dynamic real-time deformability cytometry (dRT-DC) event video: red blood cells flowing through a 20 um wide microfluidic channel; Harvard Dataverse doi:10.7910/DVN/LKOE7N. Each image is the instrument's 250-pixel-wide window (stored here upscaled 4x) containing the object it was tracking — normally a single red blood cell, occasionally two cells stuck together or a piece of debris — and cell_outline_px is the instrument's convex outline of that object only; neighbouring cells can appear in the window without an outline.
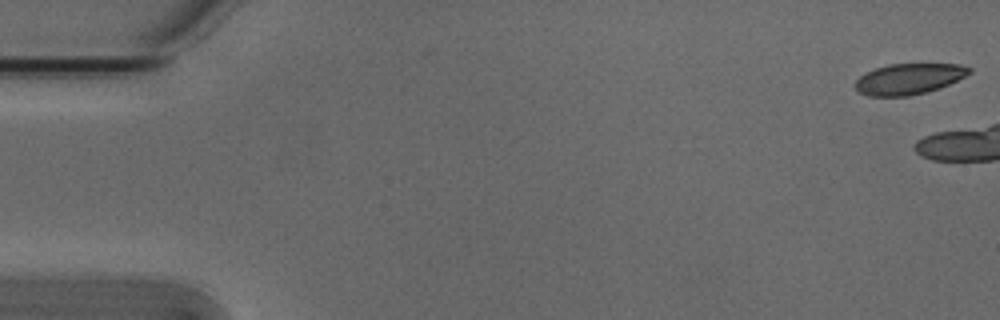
{"species": "Egyptian fruit bat (a non-hibernating species)", "species_latin": "Rousettus aegyptiacus", "temperature_condition": "cold", "stored_images_in_passage": 4, "camera_frame_rate_fps": 3000, "um_per_image_px": 0.085, "animal": {"sex": "male"}, "frame": {"image": 1, "passage_image": 1, "time_ms": 0.0, "image_size_px": [1000, 320], "cell_outline_px": [[972, 72], [940, 88], [928, 92], [908, 96], [868, 96], [856, 92], [852, 84], [860, 76], [876, 68], [888, 64], [960, 64], [972, 68]], "centroid_in_image_um": [77.21, 6.72], "position_along_channel_um": 7.8, "area_um2": 20.63}}